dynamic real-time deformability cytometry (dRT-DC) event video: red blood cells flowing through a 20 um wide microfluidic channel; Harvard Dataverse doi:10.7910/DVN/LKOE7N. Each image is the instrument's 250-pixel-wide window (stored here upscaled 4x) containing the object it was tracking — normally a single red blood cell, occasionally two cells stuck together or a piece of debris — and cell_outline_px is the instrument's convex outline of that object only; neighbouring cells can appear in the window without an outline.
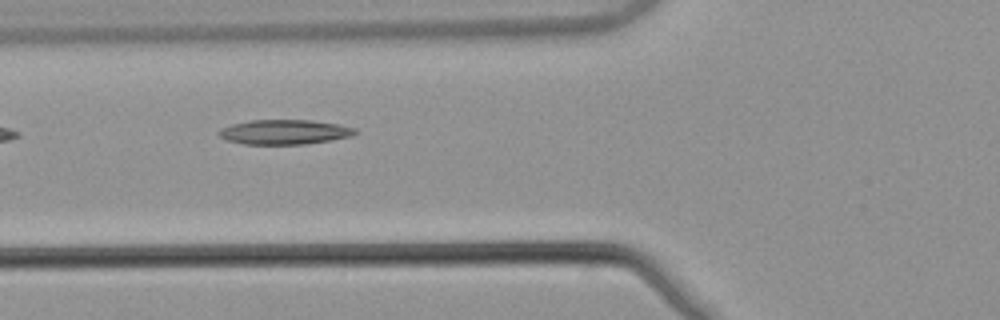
{"species": "common noctule bat (a hibernating species)", "species_latin": "Nyctalus noctula", "temperature_condition": "warm", "stored_images_in_passage": 3, "camera_frame_rate_fps": 3000, "um_per_image_px": 0.085, "animal": {"sex": "male", "body_mass_g": 21.5, "forearm_length_mm": 52.0}, "frame": {"image": 1, "passage_image": 2, "time_ms": 0.333, "image_size_px": [1000, 320], "cell_outline_px": [[360, 132], [352, 136], [332, 140], [304, 144], [244, 144], [228, 140], [220, 136], [216, 132], [220, 128], [232, 124], [252, 120], [312, 120], [340, 124], [356, 128]], "centroid_in_image_um": [24.23, 11.21], "position_along_channel_um": 101.6, "area_um2": 19.77}}
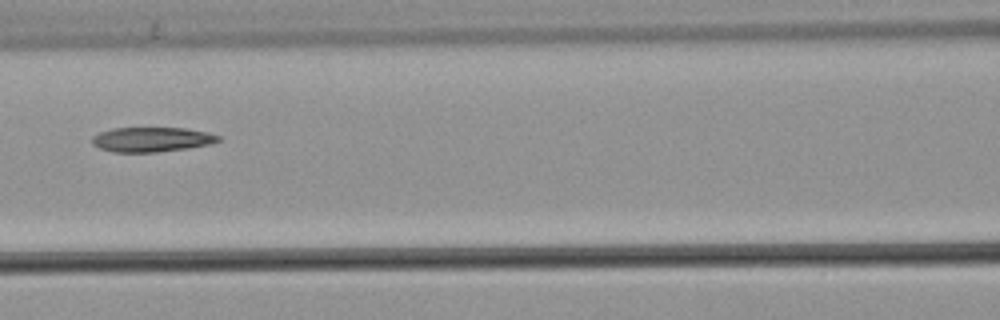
{"frame": {"image": 2, "passage_image": 3, "time_ms": 0.667, "image_size_px": [1000, 320], "cell_outline_px": [[220, 140], [212, 144], [188, 148], [156, 152], [112, 152], [100, 148], [92, 144], [92, 136], [100, 132], [112, 128], [184, 128], [208, 132], [220, 136]], "centroid_in_image_um": [12.9, 11.85], "position_along_channel_um": 153.7, "area_um2": 18.21}}